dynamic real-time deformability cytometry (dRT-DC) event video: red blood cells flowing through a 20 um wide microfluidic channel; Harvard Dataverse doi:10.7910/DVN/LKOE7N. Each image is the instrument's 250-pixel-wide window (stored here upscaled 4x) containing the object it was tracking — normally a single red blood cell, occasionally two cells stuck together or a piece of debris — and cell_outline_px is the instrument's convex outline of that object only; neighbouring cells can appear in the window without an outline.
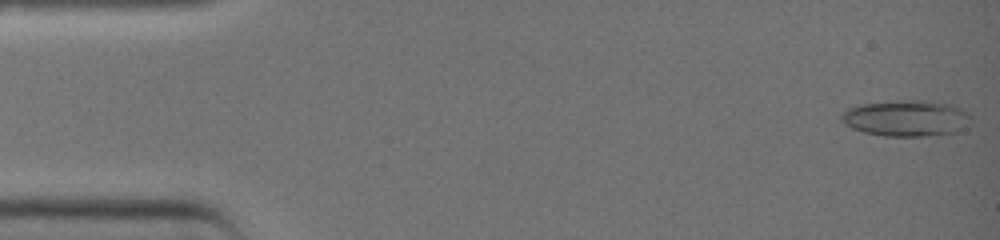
{"species": "common noctule bat (a hibernating species)", "species_latin": "Nyctalus noctula", "temperature_condition": "warm", "stored_images_in_passage": 39, "camera_frame_rate_fps": 3000, "um_per_image_px": 0.085, "animal": {"sex": "female", "body_mass_g": 19.0, "forearm_length_mm": 51.5}, "frame": {"image": 1, "passage_image": 1, "time_ms": 0.0, "image_size_px": [1000, 240], "cell_outline_px": [[972, 124], [956, 132], [924, 136], [884, 136], [864, 132], [852, 128], [844, 124], [840, 120], [840, 116], [848, 108], [860, 104], [900, 100], [928, 100], [952, 104], [968, 112], [972, 116]], "centroid_in_image_um": [77.08, 10.04], "position_along_channel_um": 7.9, "area_um2": 27.69}}
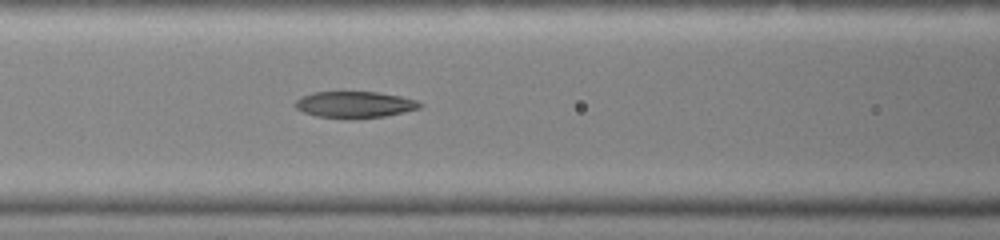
{"frame": {"image": 2, "passage_image": 17, "time_ms": 5.333, "image_size_px": [1000, 240], "cell_outline_px": [[424, 104], [420, 108], [404, 112], [384, 116], [356, 120], [352, 120], [316, 116], [304, 112], [296, 108], [292, 104], [300, 96], [312, 92], [376, 92], [400, 96], [416, 100]], "centroid_in_image_um": [30.12, 8.91], "position_along_channel_um": 136.5, "area_um2": 19.59}}
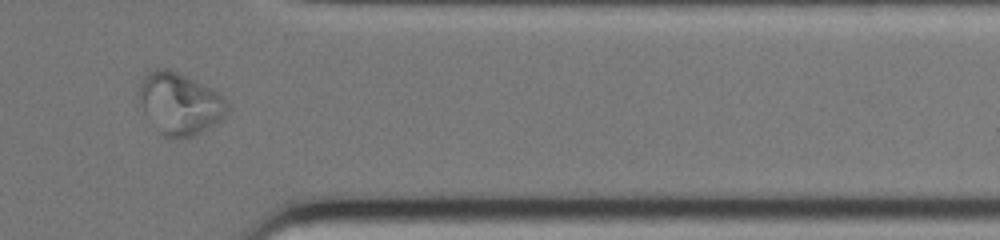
{"frame": {"image": 3, "passage_image": 33, "time_ms": 10.667, "image_size_px": [1000, 240], "cell_outline_px": [[228, 116], [224, 120], [196, 136], [188, 140], [168, 140], [160, 132], [136, 104], [136, 96], [140, 84], [144, 76], [148, 72], [156, 68], [164, 68], [176, 72], [212, 88], [224, 96], [228, 100]], "centroid_in_image_um": [15.29, 8.87], "position_along_channel_um": 396.1, "area_um2": 33.12}}